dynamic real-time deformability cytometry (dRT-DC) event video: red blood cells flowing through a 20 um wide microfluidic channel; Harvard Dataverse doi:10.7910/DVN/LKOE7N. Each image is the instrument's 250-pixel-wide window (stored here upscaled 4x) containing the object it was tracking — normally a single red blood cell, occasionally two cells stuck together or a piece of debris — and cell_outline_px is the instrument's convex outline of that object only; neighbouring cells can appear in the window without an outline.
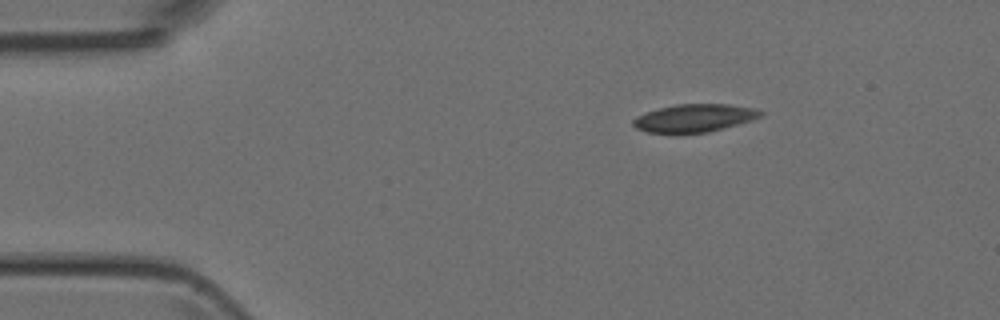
{"species": "Egyptian fruit bat (a non-hibernating species)", "species_latin": "Rousettus aegyptiacus", "temperature_condition": "room temperature", "stored_images_in_passage": 3, "camera_frame_rate_fps": 3000, "um_per_image_px": 0.085, "animal": {"sex": "female"}, "frame": {"image": 1, "passage_image": 1, "time_ms": 0.0, "image_size_px": [1000, 320], "cell_outline_px": [[764, 116], [752, 120], [708, 132], [676, 136], [648, 132], [636, 128], [632, 124], [632, 120], [636, 116], [660, 108], [676, 104], [728, 104], [756, 108], [764, 112]], "centroid_in_image_um": [59.01, 10.07], "position_along_channel_um": 26.0, "area_um2": 21.33}}
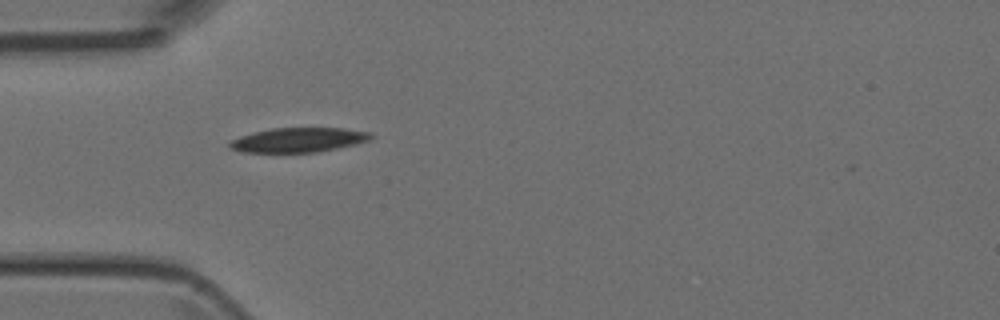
{"frame": {"image": 2, "passage_image": 3, "time_ms": 2.333, "image_size_px": [1000, 320], "cell_outline_px": [[376, 136], [368, 140], [356, 144], [316, 152], [240, 152], [228, 148], [228, 144], [232, 140], [240, 136], [252, 132], [272, 128], [344, 128], [372, 132]], "centroid_in_image_um": [25.37, 11.89], "position_along_channel_um": 59.6, "area_um2": 20.29}}